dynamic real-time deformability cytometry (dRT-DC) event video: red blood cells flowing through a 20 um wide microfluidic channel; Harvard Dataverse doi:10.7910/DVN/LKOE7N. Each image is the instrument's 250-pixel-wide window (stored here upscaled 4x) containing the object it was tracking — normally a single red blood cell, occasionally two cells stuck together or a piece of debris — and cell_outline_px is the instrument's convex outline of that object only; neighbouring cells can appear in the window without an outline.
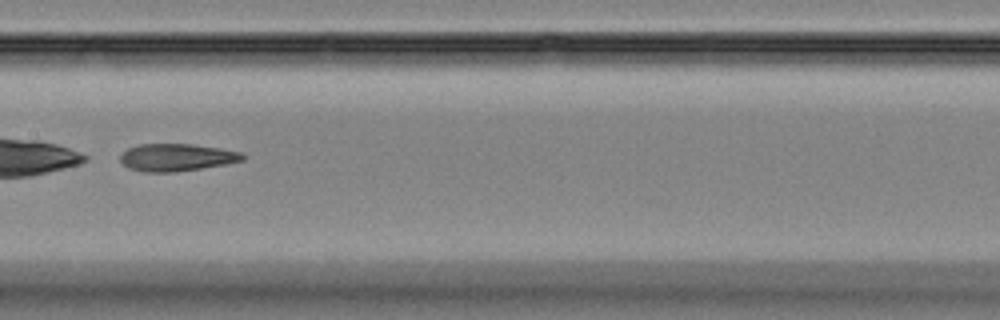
{"species": "Egyptian fruit bat (a non-hibernating species)", "species_latin": "Rousettus aegyptiacus", "temperature_condition": "room temperature", "stored_images_in_passage": 49, "camera_frame_rate_fps": 3000, "um_per_image_px": 0.085, "animal": {"sex": "female"}, "frame": {"image": 1, "passage_image": 24, "time_ms": 7.667, "image_size_px": [1000, 320], "cell_outline_px": [[244, 160], [228, 164], [176, 172], [144, 172], [128, 168], [120, 160], [120, 156], [128, 148], [136, 144], [192, 144], [220, 148], [240, 152], [244, 156]], "centroid_in_image_um": [15.01, 13.38], "position_along_channel_um": 192.4, "area_um2": 19.59}}
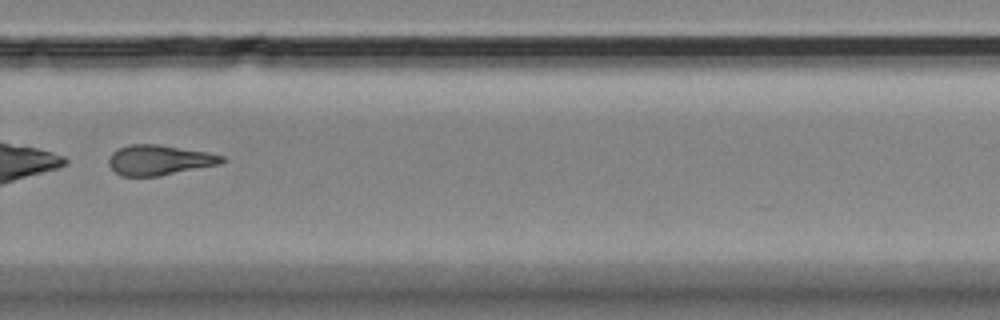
{"frame": {"image": 2, "passage_image": 34, "time_ms": 11.0, "image_size_px": [1000, 320], "cell_outline_px": [[224, 160], [220, 164], [160, 176], [120, 176], [108, 164], [108, 160], [112, 152], [128, 144], [160, 144], [208, 152], [224, 156]], "centroid_in_image_um": [13.53, 13.6], "position_along_channel_um": 316.3, "area_um2": 19.94}}